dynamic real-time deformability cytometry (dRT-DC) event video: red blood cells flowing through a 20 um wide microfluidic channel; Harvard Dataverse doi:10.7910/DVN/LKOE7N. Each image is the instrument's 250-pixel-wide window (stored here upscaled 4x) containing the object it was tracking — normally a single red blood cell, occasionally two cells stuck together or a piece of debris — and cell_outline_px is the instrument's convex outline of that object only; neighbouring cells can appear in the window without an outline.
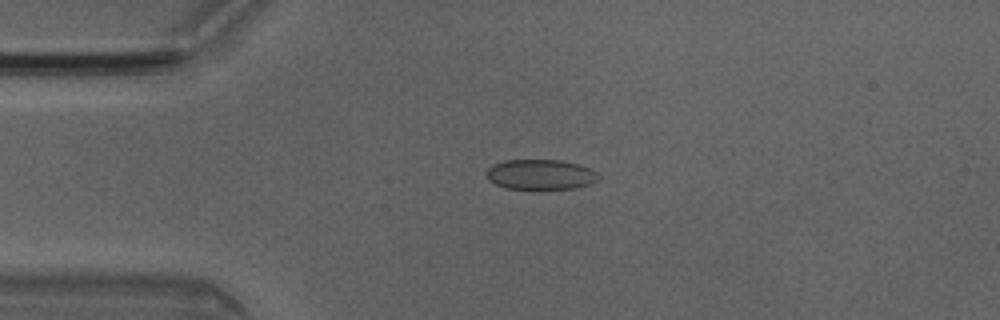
{"species": "Egyptian fruit bat (a non-hibernating species)", "species_latin": "Rousettus aegyptiacus", "temperature_condition": "room temperature", "stored_images_in_passage": 5, "camera_frame_rate_fps": 3000, "um_per_image_px": 0.085, "animal": {"sex": "male"}, "frame": {"image": 1, "passage_image": 3, "time_ms": 0.667, "image_size_px": [1000, 320], "cell_outline_px": [[600, 176], [596, 180], [588, 184], [576, 188], [504, 188], [488, 180], [488, 168], [492, 164], [504, 160], [560, 160], [576, 164], [588, 168], [596, 172]], "centroid_in_image_um": [45.91, 14.82], "position_along_channel_um": 39.1, "area_um2": 19.31}}